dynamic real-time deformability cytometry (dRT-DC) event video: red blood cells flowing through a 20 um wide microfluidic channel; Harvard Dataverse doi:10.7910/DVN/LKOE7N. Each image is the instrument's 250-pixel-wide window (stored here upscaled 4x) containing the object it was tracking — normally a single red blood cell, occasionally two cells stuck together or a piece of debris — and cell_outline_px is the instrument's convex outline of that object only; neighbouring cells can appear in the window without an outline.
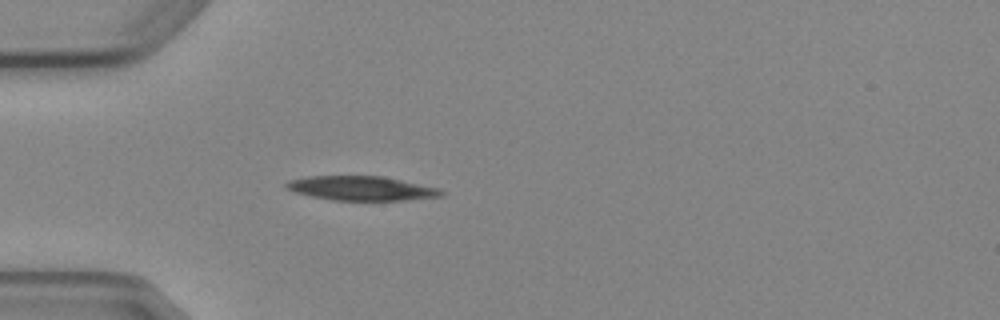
{"species": "Egyptian fruit bat (a non-hibernating species)", "species_latin": "Rousettus aegyptiacus", "temperature_condition": "cold", "stored_images_in_passage": 4, "camera_frame_rate_fps": 3000, "um_per_image_px": 0.085, "animal": {"sex": "female"}, "frame": {"image": 1, "passage_image": 4, "time_ms": 3.667, "image_size_px": [1000, 320], "cell_outline_px": [[444, 196], [404, 200], [332, 200], [312, 196], [296, 192], [284, 188], [284, 184], [288, 180], [308, 176], [384, 176], [440, 188], [444, 192]], "centroid_in_image_um": [30.72, 16.0], "position_along_channel_um": 54.3, "area_um2": 22.02}}